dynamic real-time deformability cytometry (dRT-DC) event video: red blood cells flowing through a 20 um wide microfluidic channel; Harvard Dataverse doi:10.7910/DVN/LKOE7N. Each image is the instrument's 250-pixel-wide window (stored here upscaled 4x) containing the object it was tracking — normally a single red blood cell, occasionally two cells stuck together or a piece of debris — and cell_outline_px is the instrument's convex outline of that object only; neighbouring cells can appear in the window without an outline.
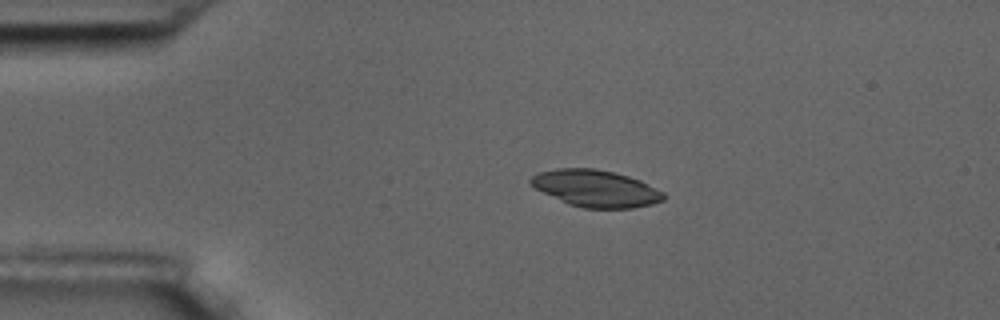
{"species": "common noctule bat (a hibernating species)", "species_latin": "Nyctalus noctula", "temperature_condition": "room temperature", "stored_images_in_passage": 14, "camera_frame_rate_fps": 3000, "um_per_image_px": 0.085, "animal": {"sex": "male", "body_mass_g": 17.5, "forearm_length_mm": 52.3}, "frame": {"image": 1, "passage_image": 3, "time_ms": 2.333, "image_size_px": [1000, 320], "cell_outline_px": [[664, 200], [652, 204], [632, 208], [584, 208], [568, 204], [536, 188], [528, 180], [532, 176], [540, 172], [556, 168], [596, 168], [628, 176], [640, 180], [664, 192]], "centroid_in_image_um": [50.66, 16.01], "position_along_channel_um": 34.3, "area_um2": 28.32}}
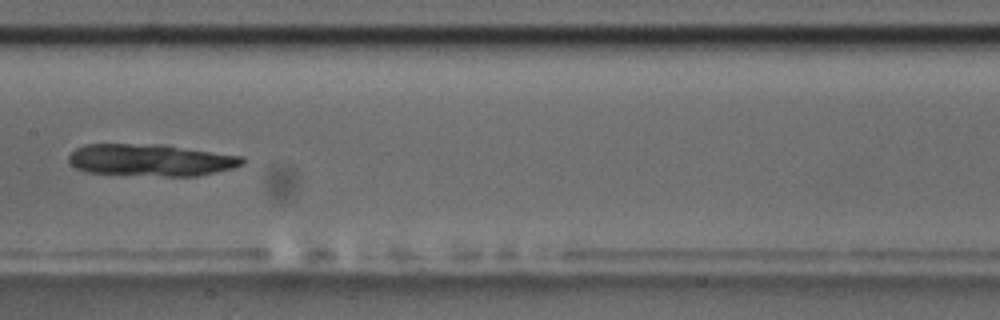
{"frame": {"image": 2, "passage_image": 7, "time_ms": 8.0, "image_size_px": [1000, 320], "cell_outline_px": [[244, 164], [232, 168], [196, 176], [164, 176], [84, 172], [76, 168], [68, 160], [68, 156], [76, 148], [84, 144], [164, 144], [244, 156]], "centroid_in_image_um": [12.83, 13.59], "position_along_channel_um": 194.6, "area_um2": 32.54}}
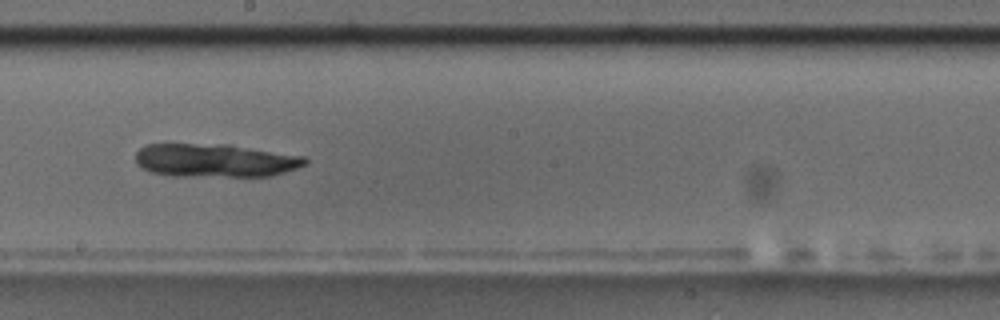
{"frame": {"image": 3, "passage_image": 8, "time_ms": 9.0, "image_size_px": [1000, 320], "cell_outline_px": [[308, 164], [272, 176], [168, 176], [148, 172], [140, 168], [136, 164], [136, 152], [144, 144], [232, 144], [304, 156], [308, 160]], "centroid_in_image_um": [18.26, 13.63], "position_along_channel_um": 229.9, "area_um2": 33.52}}